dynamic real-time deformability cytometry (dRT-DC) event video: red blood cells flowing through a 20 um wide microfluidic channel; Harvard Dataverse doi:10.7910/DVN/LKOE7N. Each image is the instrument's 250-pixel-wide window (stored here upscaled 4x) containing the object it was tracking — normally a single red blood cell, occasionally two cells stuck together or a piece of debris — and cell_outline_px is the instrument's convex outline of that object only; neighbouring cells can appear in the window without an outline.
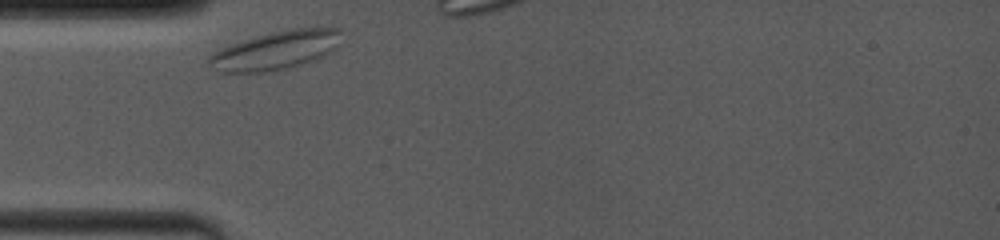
{"species": "common noctule bat (a hibernating species)", "species_latin": "Nyctalus noctula", "temperature_condition": "room temperature", "stored_images_in_passage": 14, "camera_frame_rate_fps": 4000, "um_per_image_px": 0.085, "animal": {"sex": "female", "body_mass_g": 19.0, "forearm_length_mm": 53.3}, "frame": {"image": 1, "passage_image": 1, "time_ms": 0.0, "image_size_px": [1000, 240], "cell_outline_px": [[340, 32], [336, 48], [320, 56], [300, 64], [284, 68], [264, 72], [220, 72], [208, 64], [208, 56], [212, 52], [220, 48], [268, 32], [292, 28], [340, 28]], "centroid_in_image_um": [23.37, 4.26], "position_along_channel_um": 61.6, "area_um2": 29.13}}
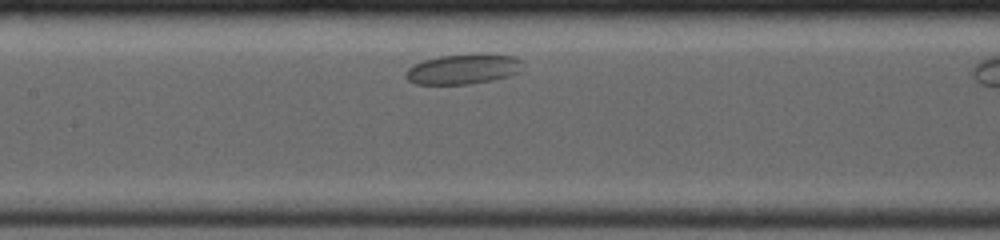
{"frame": {"image": 2, "passage_image": 8, "time_ms": 3.0, "image_size_px": [1000, 240], "cell_outline_px": [[520, 72], [508, 76], [492, 80], [468, 84], [416, 84], [408, 80], [404, 76], [404, 72], [412, 64], [424, 60], [440, 56], [476, 52], [488, 52], [516, 56], [520, 60]], "centroid_in_image_um": [39.36, 5.84], "position_along_channel_um": 168.0, "area_um2": 21.04}}
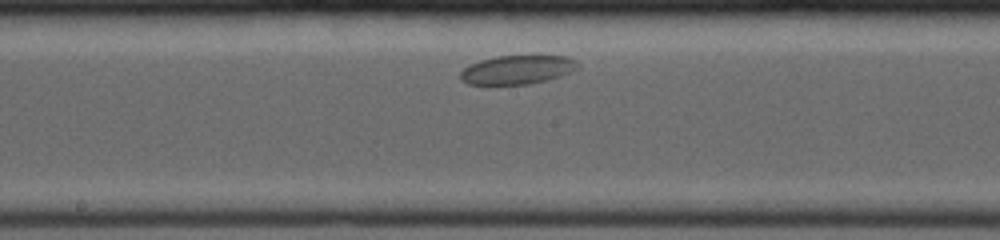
{"frame": {"image": 3, "passage_image": 10, "time_ms": 4.0, "image_size_px": [1000, 240], "cell_outline_px": [[580, 68], [560, 76], [528, 84], [468, 84], [460, 80], [460, 72], [468, 64], [480, 60], [496, 56], [568, 56], [576, 60], [580, 64]], "centroid_in_image_um": [43.97, 5.92], "position_along_channel_um": 204.2, "area_um2": 19.77}}